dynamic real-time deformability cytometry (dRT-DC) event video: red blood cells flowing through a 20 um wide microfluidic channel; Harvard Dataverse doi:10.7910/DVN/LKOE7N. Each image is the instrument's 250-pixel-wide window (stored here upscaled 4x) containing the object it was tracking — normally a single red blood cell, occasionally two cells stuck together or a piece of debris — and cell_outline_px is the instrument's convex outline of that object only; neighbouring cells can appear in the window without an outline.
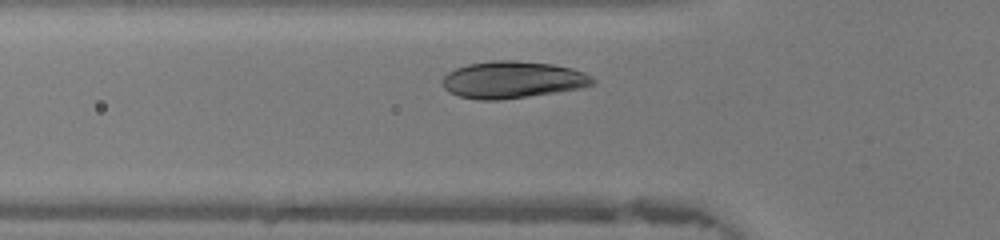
{"species": "human", "species_latin": "Homo sapiens", "temperature_condition": "warm", "stored_images_in_passage": 26, "camera_frame_rate_fps": 3000, "um_per_image_px": 0.085, "donor": {"sex": "female"}, "frame": {"image": 1, "passage_image": 5, "time_ms": 1.333, "image_size_px": [1000, 240], "cell_outline_px": [[596, 84], [584, 88], [500, 100], [480, 100], [460, 96], [448, 92], [440, 84], [440, 80], [448, 72], [456, 68], [468, 64], [492, 60], [516, 60], [552, 64], [572, 68], [584, 72], [596, 80]], "centroid_in_image_um": [43.57, 6.78], "position_along_channel_um": 82.2, "area_um2": 32.71}}
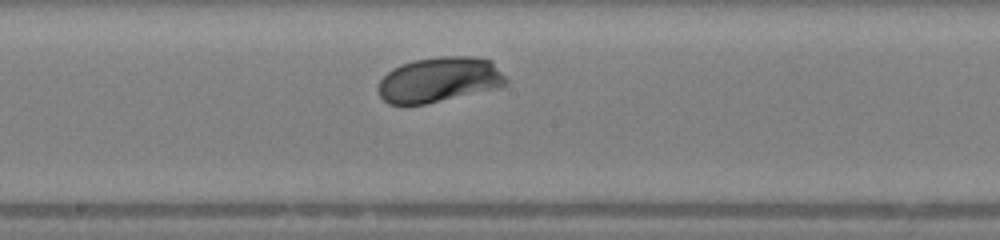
{"frame": {"image": 2, "passage_image": 14, "time_ms": 4.333, "image_size_px": [1000, 240], "cell_outline_px": [[508, 84], [500, 88], [424, 104], [388, 104], [380, 96], [376, 88], [380, 80], [392, 68], [400, 64], [412, 60], [440, 56], [472, 56], [492, 60], [508, 80]], "centroid_in_image_um": [37.35, 6.76], "position_along_channel_um": 210.8, "area_um2": 33.99}}
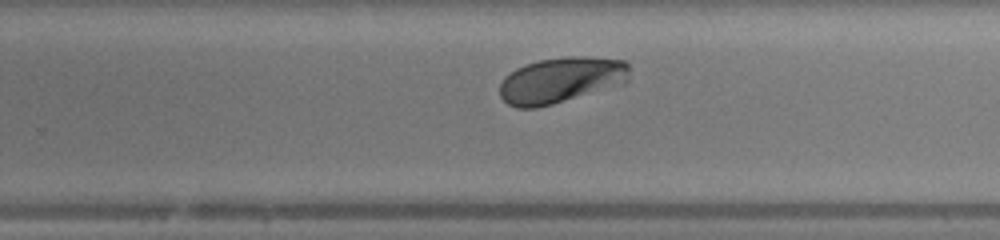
{"frame": {"image": 3, "passage_image": 19, "time_ms": 6.0, "image_size_px": [1000, 240], "cell_outline_px": [[628, 80], [624, 84], [552, 104], [536, 108], [516, 108], [508, 104], [500, 96], [500, 84], [504, 76], [516, 68], [524, 64], [540, 60], [568, 56], [580, 56], [624, 60], [628, 64]], "centroid_in_image_um": [47.66, 6.81], "position_along_channel_um": 282.1, "area_um2": 34.68}, "authors_computed_cell_mechanics": {"area_um2": 33.524, "velocity_mm_per_s": 4.2952, "shape_relaxation_time_tau1_ms": 1.4967, "shape_relaxation_time_tau2_ms": null, "deformation_change_tau1": 0.1327, "deformation_change_tau2": null}}